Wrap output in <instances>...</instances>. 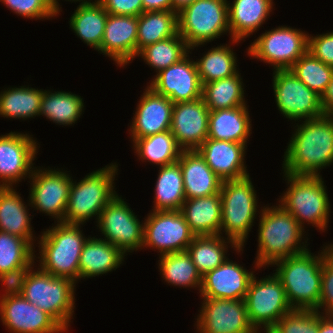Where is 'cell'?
<instances>
[{"instance_id": "1", "label": "cell", "mask_w": 333, "mask_h": 333, "mask_svg": "<svg viewBox=\"0 0 333 333\" xmlns=\"http://www.w3.org/2000/svg\"><path fill=\"white\" fill-rule=\"evenodd\" d=\"M301 122L296 123L284 152L283 173L321 176L320 170L333 163V115Z\"/></svg>"}, {"instance_id": "2", "label": "cell", "mask_w": 333, "mask_h": 333, "mask_svg": "<svg viewBox=\"0 0 333 333\" xmlns=\"http://www.w3.org/2000/svg\"><path fill=\"white\" fill-rule=\"evenodd\" d=\"M259 214L256 269L308 250V239L302 242L305 229L280 204L264 206Z\"/></svg>"}, {"instance_id": "3", "label": "cell", "mask_w": 333, "mask_h": 333, "mask_svg": "<svg viewBox=\"0 0 333 333\" xmlns=\"http://www.w3.org/2000/svg\"><path fill=\"white\" fill-rule=\"evenodd\" d=\"M320 251L314 255L308 249L272 264L278 267L274 274L293 309L316 310L319 307L324 247Z\"/></svg>"}, {"instance_id": "4", "label": "cell", "mask_w": 333, "mask_h": 333, "mask_svg": "<svg viewBox=\"0 0 333 333\" xmlns=\"http://www.w3.org/2000/svg\"><path fill=\"white\" fill-rule=\"evenodd\" d=\"M39 235V268L55 277L77 283L82 247L88 239L81 225L58 222Z\"/></svg>"}, {"instance_id": "5", "label": "cell", "mask_w": 333, "mask_h": 333, "mask_svg": "<svg viewBox=\"0 0 333 333\" xmlns=\"http://www.w3.org/2000/svg\"><path fill=\"white\" fill-rule=\"evenodd\" d=\"M117 172L118 164L111 163L77 183L72 179L64 223L84 225L92 217L98 221L102 210L117 195L114 190Z\"/></svg>"}, {"instance_id": "6", "label": "cell", "mask_w": 333, "mask_h": 333, "mask_svg": "<svg viewBox=\"0 0 333 333\" xmlns=\"http://www.w3.org/2000/svg\"><path fill=\"white\" fill-rule=\"evenodd\" d=\"M283 174L289 186L279 198L280 205L303 229L304 222H308L324 232L328 227L331 205L322 176Z\"/></svg>"}, {"instance_id": "7", "label": "cell", "mask_w": 333, "mask_h": 333, "mask_svg": "<svg viewBox=\"0 0 333 333\" xmlns=\"http://www.w3.org/2000/svg\"><path fill=\"white\" fill-rule=\"evenodd\" d=\"M220 196L222 201L220 235L233 240L239 247H245L248 234L257 217L258 199L249 175L233 180L222 181ZM256 215V216H255Z\"/></svg>"}, {"instance_id": "8", "label": "cell", "mask_w": 333, "mask_h": 333, "mask_svg": "<svg viewBox=\"0 0 333 333\" xmlns=\"http://www.w3.org/2000/svg\"><path fill=\"white\" fill-rule=\"evenodd\" d=\"M37 269L32 268L28 273L22 296L51 315L66 331L69 330L75 308L76 283Z\"/></svg>"}, {"instance_id": "9", "label": "cell", "mask_w": 333, "mask_h": 333, "mask_svg": "<svg viewBox=\"0 0 333 333\" xmlns=\"http://www.w3.org/2000/svg\"><path fill=\"white\" fill-rule=\"evenodd\" d=\"M227 0H196L177 14L178 33L190 50L229 33Z\"/></svg>"}, {"instance_id": "10", "label": "cell", "mask_w": 333, "mask_h": 333, "mask_svg": "<svg viewBox=\"0 0 333 333\" xmlns=\"http://www.w3.org/2000/svg\"><path fill=\"white\" fill-rule=\"evenodd\" d=\"M245 303L250 324L258 333L262 329L267 333L283 316L293 310L283 285L274 273L260 280L253 276Z\"/></svg>"}, {"instance_id": "11", "label": "cell", "mask_w": 333, "mask_h": 333, "mask_svg": "<svg viewBox=\"0 0 333 333\" xmlns=\"http://www.w3.org/2000/svg\"><path fill=\"white\" fill-rule=\"evenodd\" d=\"M309 34L287 26H278L262 33L248 47L250 57L287 70L308 51Z\"/></svg>"}, {"instance_id": "12", "label": "cell", "mask_w": 333, "mask_h": 333, "mask_svg": "<svg viewBox=\"0 0 333 333\" xmlns=\"http://www.w3.org/2000/svg\"><path fill=\"white\" fill-rule=\"evenodd\" d=\"M272 81L276 105L285 118L296 123L298 120L314 119L325 114L321 96L308 88L289 69L274 70Z\"/></svg>"}, {"instance_id": "13", "label": "cell", "mask_w": 333, "mask_h": 333, "mask_svg": "<svg viewBox=\"0 0 333 333\" xmlns=\"http://www.w3.org/2000/svg\"><path fill=\"white\" fill-rule=\"evenodd\" d=\"M96 222L103 240L115 245L126 256L134 250H142L144 223L118 194L102 210Z\"/></svg>"}, {"instance_id": "14", "label": "cell", "mask_w": 333, "mask_h": 333, "mask_svg": "<svg viewBox=\"0 0 333 333\" xmlns=\"http://www.w3.org/2000/svg\"><path fill=\"white\" fill-rule=\"evenodd\" d=\"M143 222L142 249L158 250L159 255L186 251L196 236L180 210L150 211Z\"/></svg>"}, {"instance_id": "15", "label": "cell", "mask_w": 333, "mask_h": 333, "mask_svg": "<svg viewBox=\"0 0 333 333\" xmlns=\"http://www.w3.org/2000/svg\"><path fill=\"white\" fill-rule=\"evenodd\" d=\"M42 169L34 167L29 178L32 181L27 204L39 212L52 216L57 223L64 222L72 176L63 169Z\"/></svg>"}, {"instance_id": "16", "label": "cell", "mask_w": 333, "mask_h": 333, "mask_svg": "<svg viewBox=\"0 0 333 333\" xmlns=\"http://www.w3.org/2000/svg\"><path fill=\"white\" fill-rule=\"evenodd\" d=\"M198 333H258L250 324L245 300L202 298Z\"/></svg>"}, {"instance_id": "17", "label": "cell", "mask_w": 333, "mask_h": 333, "mask_svg": "<svg viewBox=\"0 0 333 333\" xmlns=\"http://www.w3.org/2000/svg\"><path fill=\"white\" fill-rule=\"evenodd\" d=\"M38 145L27 133L11 131L0 136V187H13L31 177Z\"/></svg>"}, {"instance_id": "18", "label": "cell", "mask_w": 333, "mask_h": 333, "mask_svg": "<svg viewBox=\"0 0 333 333\" xmlns=\"http://www.w3.org/2000/svg\"><path fill=\"white\" fill-rule=\"evenodd\" d=\"M147 86L173 103L202 98L203 85L196 62L190 59L189 54L178 63L159 71Z\"/></svg>"}, {"instance_id": "19", "label": "cell", "mask_w": 333, "mask_h": 333, "mask_svg": "<svg viewBox=\"0 0 333 333\" xmlns=\"http://www.w3.org/2000/svg\"><path fill=\"white\" fill-rule=\"evenodd\" d=\"M0 319L10 333L67 332L51 315L22 295L0 299Z\"/></svg>"}, {"instance_id": "20", "label": "cell", "mask_w": 333, "mask_h": 333, "mask_svg": "<svg viewBox=\"0 0 333 333\" xmlns=\"http://www.w3.org/2000/svg\"><path fill=\"white\" fill-rule=\"evenodd\" d=\"M209 113L203 98L174 103L170 131L182 150H197L207 139Z\"/></svg>"}, {"instance_id": "21", "label": "cell", "mask_w": 333, "mask_h": 333, "mask_svg": "<svg viewBox=\"0 0 333 333\" xmlns=\"http://www.w3.org/2000/svg\"><path fill=\"white\" fill-rule=\"evenodd\" d=\"M143 92L129 128L132 143L139 138L170 131L174 103L148 86Z\"/></svg>"}, {"instance_id": "22", "label": "cell", "mask_w": 333, "mask_h": 333, "mask_svg": "<svg viewBox=\"0 0 333 333\" xmlns=\"http://www.w3.org/2000/svg\"><path fill=\"white\" fill-rule=\"evenodd\" d=\"M253 271L227 258L217 268L202 276L200 296L228 300H245Z\"/></svg>"}, {"instance_id": "23", "label": "cell", "mask_w": 333, "mask_h": 333, "mask_svg": "<svg viewBox=\"0 0 333 333\" xmlns=\"http://www.w3.org/2000/svg\"><path fill=\"white\" fill-rule=\"evenodd\" d=\"M138 16L107 15L100 53L125 67L137 56Z\"/></svg>"}, {"instance_id": "24", "label": "cell", "mask_w": 333, "mask_h": 333, "mask_svg": "<svg viewBox=\"0 0 333 333\" xmlns=\"http://www.w3.org/2000/svg\"><path fill=\"white\" fill-rule=\"evenodd\" d=\"M246 144L207 138L197 149L207 165L222 180L250 175L245 165Z\"/></svg>"}, {"instance_id": "25", "label": "cell", "mask_w": 333, "mask_h": 333, "mask_svg": "<svg viewBox=\"0 0 333 333\" xmlns=\"http://www.w3.org/2000/svg\"><path fill=\"white\" fill-rule=\"evenodd\" d=\"M178 162L183 174L186 199L220 193L222 180L197 150H182Z\"/></svg>"}, {"instance_id": "26", "label": "cell", "mask_w": 333, "mask_h": 333, "mask_svg": "<svg viewBox=\"0 0 333 333\" xmlns=\"http://www.w3.org/2000/svg\"><path fill=\"white\" fill-rule=\"evenodd\" d=\"M273 0H233L228 3V22L232 44L253 34L269 18Z\"/></svg>"}, {"instance_id": "27", "label": "cell", "mask_w": 333, "mask_h": 333, "mask_svg": "<svg viewBox=\"0 0 333 333\" xmlns=\"http://www.w3.org/2000/svg\"><path fill=\"white\" fill-rule=\"evenodd\" d=\"M126 255L115 245L88 236L85 241L79 262V280L106 274L119 268Z\"/></svg>"}, {"instance_id": "28", "label": "cell", "mask_w": 333, "mask_h": 333, "mask_svg": "<svg viewBox=\"0 0 333 333\" xmlns=\"http://www.w3.org/2000/svg\"><path fill=\"white\" fill-rule=\"evenodd\" d=\"M222 201L220 193L186 199L180 212L196 236L219 235Z\"/></svg>"}, {"instance_id": "29", "label": "cell", "mask_w": 333, "mask_h": 333, "mask_svg": "<svg viewBox=\"0 0 333 333\" xmlns=\"http://www.w3.org/2000/svg\"><path fill=\"white\" fill-rule=\"evenodd\" d=\"M247 105L210 111L208 137L246 144L252 125Z\"/></svg>"}, {"instance_id": "30", "label": "cell", "mask_w": 333, "mask_h": 333, "mask_svg": "<svg viewBox=\"0 0 333 333\" xmlns=\"http://www.w3.org/2000/svg\"><path fill=\"white\" fill-rule=\"evenodd\" d=\"M27 208L16 188L0 187V231L24 238L34 247L37 238L33 235Z\"/></svg>"}, {"instance_id": "31", "label": "cell", "mask_w": 333, "mask_h": 333, "mask_svg": "<svg viewBox=\"0 0 333 333\" xmlns=\"http://www.w3.org/2000/svg\"><path fill=\"white\" fill-rule=\"evenodd\" d=\"M238 253L244 247H239L233 240L219 235L195 236L187 247L192 262L196 265L198 272L204 276L207 272L217 268L227 258L228 245Z\"/></svg>"}, {"instance_id": "32", "label": "cell", "mask_w": 333, "mask_h": 333, "mask_svg": "<svg viewBox=\"0 0 333 333\" xmlns=\"http://www.w3.org/2000/svg\"><path fill=\"white\" fill-rule=\"evenodd\" d=\"M108 13L98 2L78 5L71 15L69 24L73 32L87 46L100 53Z\"/></svg>"}, {"instance_id": "33", "label": "cell", "mask_w": 333, "mask_h": 333, "mask_svg": "<svg viewBox=\"0 0 333 333\" xmlns=\"http://www.w3.org/2000/svg\"><path fill=\"white\" fill-rule=\"evenodd\" d=\"M154 190L155 200L151 211L180 210L186 198L183 174L178 161L159 167Z\"/></svg>"}, {"instance_id": "34", "label": "cell", "mask_w": 333, "mask_h": 333, "mask_svg": "<svg viewBox=\"0 0 333 333\" xmlns=\"http://www.w3.org/2000/svg\"><path fill=\"white\" fill-rule=\"evenodd\" d=\"M44 90L39 116H45L56 125H72L84 112L81 96L65 91Z\"/></svg>"}, {"instance_id": "35", "label": "cell", "mask_w": 333, "mask_h": 333, "mask_svg": "<svg viewBox=\"0 0 333 333\" xmlns=\"http://www.w3.org/2000/svg\"><path fill=\"white\" fill-rule=\"evenodd\" d=\"M44 90L32 87H10L0 92V116L22 119L39 116Z\"/></svg>"}, {"instance_id": "36", "label": "cell", "mask_w": 333, "mask_h": 333, "mask_svg": "<svg viewBox=\"0 0 333 333\" xmlns=\"http://www.w3.org/2000/svg\"><path fill=\"white\" fill-rule=\"evenodd\" d=\"M239 71L231 77L203 84L202 98L209 111L247 105Z\"/></svg>"}, {"instance_id": "37", "label": "cell", "mask_w": 333, "mask_h": 333, "mask_svg": "<svg viewBox=\"0 0 333 333\" xmlns=\"http://www.w3.org/2000/svg\"><path fill=\"white\" fill-rule=\"evenodd\" d=\"M159 259L158 268L165 282L180 288L197 287L200 292L202 276L187 251L160 255Z\"/></svg>"}, {"instance_id": "38", "label": "cell", "mask_w": 333, "mask_h": 333, "mask_svg": "<svg viewBox=\"0 0 333 333\" xmlns=\"http://www.w3.org/2000/svg\"><path fill=\"white\" fill-rule=\"evenodd\" d=\"M177 33L176 12H143L138 16L137 54L145 46L170 38Z\"/></svg>"}, {"instance_id": "39", "label": "cell", "mask_w": 333, "mask_h": 333, "mask_svg": "<svg viewBox=\"0 0 333 333\" xmlns=\"http://www.w3.org/2000/svg\"><path fill=\"white\" fill-rule=\"evenodd\" d=\"M134 153L143 162L164 166L178 161L182 149L171 131L139 138L133 143Z\"/></svg>"}, {"instance_id": "40", "label": "cell", "mask_w": 333, "mask_h": 333, "mask_svg": "<svg viewBox=\"0 0 333 333\" xmlns=\"http://www.w3.org/2000/svg\"><path fill=\"white\" fill-rule=\"evenodd\" d=\"M230 44L212 47L203 57L196 60V66L202 85L228 78L236 74L237 57Z\"/></svg>"}, {"instance_id": "41", "label": "cell", "mask_w": 333, "mask_h": 333, "mask_svg": "<svg viewBox=\"0 0 333 333\" xmlns=\"http://www.w3.org/2000/svg\"><path fill=\"white\" fill-rule=\"evenodd\" d=\"M190 47L179 33L165 40L150 44L142 48L136 57L156 70V74L169 66L178 63L188 54Z\"/></svg>"}, {"instance_id": "42", "label": "cell", "mask_w": 333, "mask_h": 333, "mask_svg": "<svg viewBox=\"0 0 333 333\" xmlns=\"http://www.w3.org/2000/svg\"><path fill=\"white\" fill-rule=\"evenodd\" d=\"M289 70L319 96L325 92L333 75V67L324 64L309 51L301 56Z\"/></svg>"}, {"instance_id": "43", "label": "cell", "mask_w": 333, "mask_h": 333, "mask_svg": "<svg viewBox=\"0 0 333 333\" xmlns=\"http://www.w3.org/2000/svg\"><path fill=\"white\" fill-rule=\"evenodd\" d=\"M34 249L26 239L0 231V274L26 265Z\"/></svg>"}, {"instance_id": "44", "label": "cell", "mask_w": 333, "mask_h": 333, "mask_svg": "<svg viewBox=\"0 0 333 333\" xmlns=\"http://www.w3.org/2000/svg\"><path fill=\"white\" fill-rule=\"evenodd\" d=\"M319 314L317 310L293 309L267 333H318Z\"/></svg>"}, {"instance_id": "45", "label": "cell", "mask_w": 333, "mask_h": 333, "mask_svg": "<svg viewBox=\"0 0 333 333\" xmlns=\"http://www.w3.org/2000/svg\"><path fill=\"white\" fill-rule=\"evenodd\" d=\"M12 12L30 19H50L58 16L51 0H0Z\"/></svg>"}, {"instance_id": "46", "label": "cell", "mask_w": 333, "mask_h": 333, "mask_svg": "<svg viewBox=\"0 0 333 333\" xmlns=\"http://www.w3.org/2000/svg\"><path fill=\"white\" fill-rule=\"evenodd\" d=\"M323 309V310H322ZM323 315H333V251L330 245L324 246L322 264L321 295L316 309Z\"/></svg>"}, {"instance_id": "47", "label": "cell", "mask_w": 333, "mask_h": 333, "mask_svg": "<svg viewBox=\"0 0 333 333\" xmlns=\"http://www.w3.org/2000/svg\"><path fill=\"white\" fill-rule=\"evenodd\" d=\"M35 258L36 255L26 265L0 274L1 285L5 287L3 290L4 293L0 296V299L22 295L26 277L33 266L35 267Z\"/></svg>"}, {"instance_id": "48", "label": "cell", "mask_w": 333, "mask_h": 333, "mask_svg": "<svg viewBox=\"0 0 333 333\" xmlns=\"http://www.w3.org/2000/svg\"><path fill=\"white\" fill-rule=\"evenodd\" d=\"M308 51L324 64L333 67V31L308 36Z\"/></svg>"}, {"instance_id": "49", "label": "cell", "mask_w": 333, "mask_h": 333, "mask_svg": "<svg viewBox=\"0 0 333 333\" xmlns=\"http://www.w3.org/2000/svg\"><path fill=\"white\" fill-rule=\"evenodd\" d=\"M108 14L139 16L143 13L142 0H98Z\"/></svg>"}, {"instance_id": "50", "label": "cell", "mask_w": 333, "mask_h": 333, "mask_svg": "<svg viewBox=\"0 0 333 333\" xmlns=\"http://www.w3.org/2000/svg\"><path fill=\"white\" fill-rule=\"evenodd\" d=\"M143 12L172 11V0H142Z\"/></svg>"}, {"instance_id": "51", "label": "cell", "mask_w": 333, "mask_h": 333, "mask_svg": "<svg viewBox=\"0 0 333 333\" xmlns=\"http://www.w3.org/2000/svg\"><path fill=\"white\" fill-rule=\"evenodd\" d=\"M321 106L325 114L333 115V75L321 96Z\"/></svg>"}, {"instance_id": "52", "label": "cell", "mask_w": 333, "mask_h": 333, "mask_svg": "<svg viewBox=\"0 0 333 333\" xmlns=\"http://www.w3.org/2000/svg\"><path fill=\"white\" fill-rule=\"evenodd\" d=\"M318 333H333V315L319 314Z\"/></svg>"}, {"instance_id": "53", "label": "cell", "mask_w": 333, "mask_h": 333, "mask_svg": "<svg viewBox=\"0 0 333 333\" xmlns=\"http://www.w3.org/2000/svg\"><path fill=\"white\" fill-rule=\"evenodd\" d=\"M196 0H172V11L177 14Z\"/></svg>"}, {"instance_id": "54", "label": "cell", "mask_w": 333, "mask_h": 333, "mask_svg": "<svg viewBox=\"0 0 333 333\" xmlns=\"http://www.w3.org/2000/svg\"><path fill=\"white\" fill-rule=\"evenodd\" d=\"M66 1V0H65ZM67 1H74V2H80L79 4L80 5H82V4H90V3H93V2H96V1H98V0H94V1H92V0H67ZM92 1V2H91ZM51 3H52V6H53V8H54V10L56 11V13L58 14V15H60L59 14V12L60 11H62L61 10V8L62 7H60V4H59V2H58V0H51ZM60 7V8H59Z\"/></svg>"}, {"instance_id": "55", "label": "cell", "mask_w": 333, "mask_h": 333, "mask_svg": "<svg viewBox=\"0 0 333 333\" xmlns=\"http://www.w3.org/2000/svg\"><path fill=\"white\" fill-rule=\"evenodd\" d=\"M330 245V247H331V249H332V251H333V244H329Z\"/></svg>"}]
</instances>
